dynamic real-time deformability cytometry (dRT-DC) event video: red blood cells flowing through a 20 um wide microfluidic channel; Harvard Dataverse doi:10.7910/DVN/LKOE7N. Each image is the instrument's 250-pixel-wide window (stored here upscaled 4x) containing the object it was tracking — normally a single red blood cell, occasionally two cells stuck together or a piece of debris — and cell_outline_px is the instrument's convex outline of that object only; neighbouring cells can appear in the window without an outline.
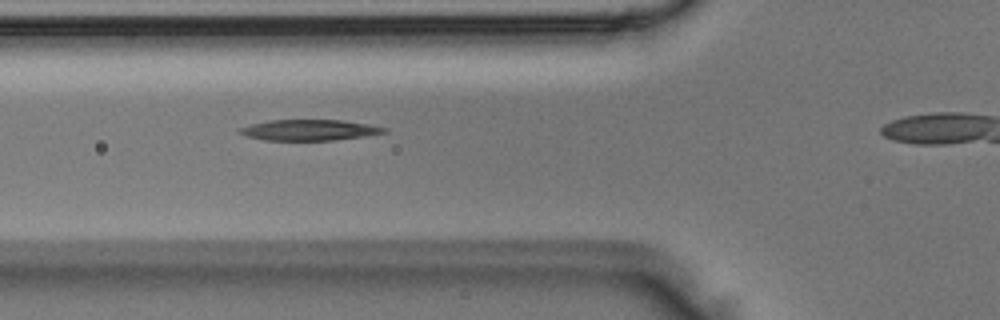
{"species": "Egyptian fruit bat (a non-hibernating species)", "species_latin": "Rousettus aegyptiacus", "temperature_condition": "room temperature", "stored_images_in_passage": 3, "camera_frame_rate_fps": 3000, "um_per_image_px": 0.085, "animal": {"sex": "male"}, "frame": {"image": 1, "passage_image": 2, "time_ms": 0.333, "image_size_px": [1000, 320], "cell_outline_px": [[388, 132], [364, 136], [336, 140], [264, 140], [248, 136], [240, 132], [240, 128], [252, 124], [272, 120], [344, 120], [368, 124], [388, 128]], "centroid_in_image_um": [26.37, 11.05], "position_along_channel_um": 99.4, "area_um2": 17.34}}